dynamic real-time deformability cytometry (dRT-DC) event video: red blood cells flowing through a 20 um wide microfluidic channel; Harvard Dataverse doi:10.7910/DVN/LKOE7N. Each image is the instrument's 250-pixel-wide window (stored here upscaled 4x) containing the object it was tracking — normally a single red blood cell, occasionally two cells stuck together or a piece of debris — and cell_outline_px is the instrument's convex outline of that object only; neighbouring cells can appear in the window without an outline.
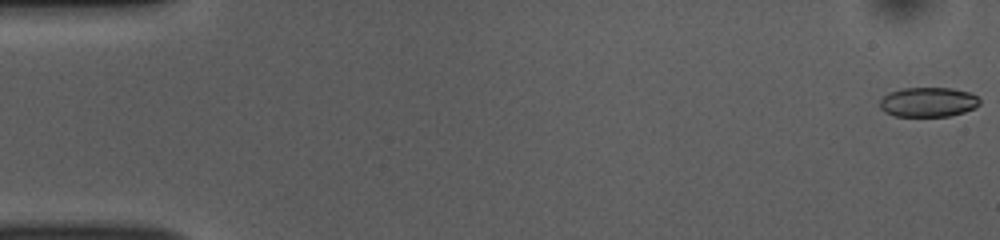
{"species": "common noctule bat (a hibernating species)", "species_latin": "Nyctalus noctula", "temperature_condition": "room temperature", "stored_images_in_passage": 52, "camera_frame_rate_fps": 3000, "um_per_image_px": 0.085, "animal": {"sex": "female", "body_mass_g": 10.0, "forearm_length_mm": 53.1}, "frame": {"image": 1, "passage_image": 1, "time_ms": 0.0, "image_size_px": [1000, 240], "cell_outline_px": [[980, 104], [976, 108], [964, 112], [948, 116], [896, 116], [884, 112], [880, 108], [880, 100], [888, 92], [904, 88], [952, 88], [968, 92], [976, 96], [980, 100]], "centroid_in_image_um": [78.89, 8.68], "position_along_channel_um": 6.1, "area_um2": 17.28}}
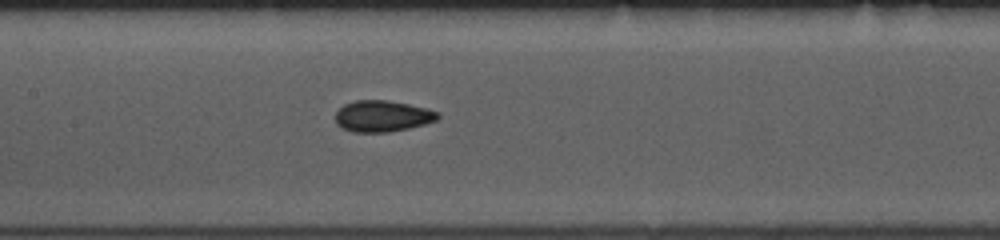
{"frame": {"image": 2, "passage_image": 25, "time_ms": 8.0, "image_size_px": [1000, 240], "cell_outline_px": [[440, 116], [436, 120], [424, 124], [408, 128], [388, 132], [352, 132], [340, 128], [336, 124], [336, 112], [344, 104], [356, 100], [384, 100], [408, 104], [428, 108], [440, 112]], "centroid_in_image_um": [32.5, 9.87], "position_along_channel_um": 174.9, "area_um2": 18.73}}
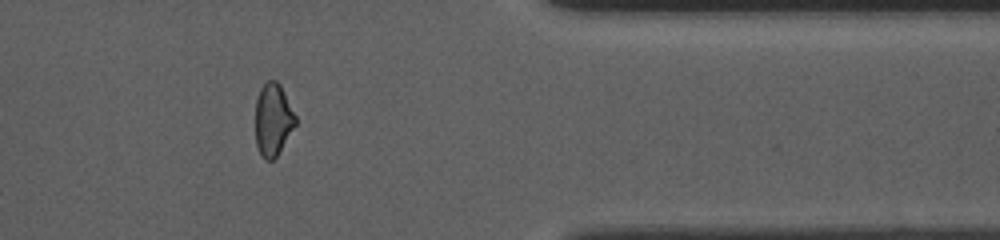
{"frame": {"image": 3, "passage_image": 43, "time_ms": 14.0, "image_size_px": [1000, 240], "cell_outline_px": [[296, 124], [276, 156], [272, 160], [264, 160], [260, 156], [256, 144], [256, 100], [260, 88], [268, 80], [276, 80], [280, 84], [296, 116]], "centroid_in_image_um": [23.19, 10.17], "position_along_channel_um": 388.2, "area_um2": 16.82}, "authors_computed_cell_mechanics": {"area_um2": 18.3515, "velocity_mm_per_s": 3.8675, "shape_relaxation_time_tau1_ms": 7.4737, "shape_relaxation_time_tau2_ms": 2.0891, "deformation_change_tau1": 0.1527, "deformation_change_tau2": 0.0575}}